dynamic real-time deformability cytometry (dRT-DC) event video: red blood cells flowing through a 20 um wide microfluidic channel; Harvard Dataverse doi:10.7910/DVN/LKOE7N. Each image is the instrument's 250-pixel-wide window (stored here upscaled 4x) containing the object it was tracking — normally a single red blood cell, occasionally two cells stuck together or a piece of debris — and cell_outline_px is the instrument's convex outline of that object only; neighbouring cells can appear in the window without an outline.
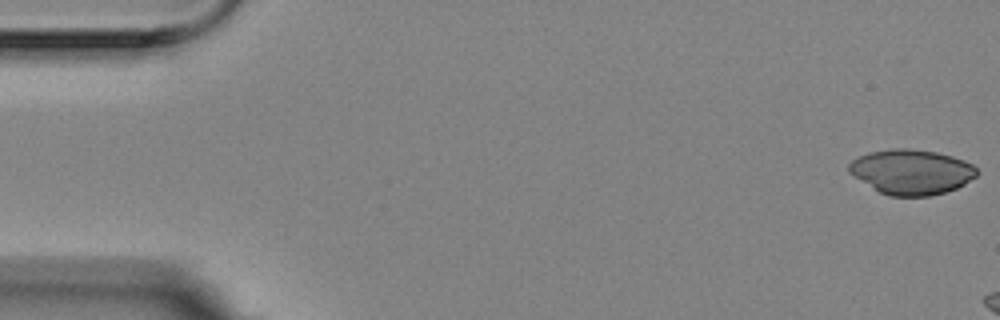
{"species": "Egyptian fruit bat (a non-hibernating species)", "species_latin": "Rousettus aegyptiacus", "temperature_condition": "room temperature", "stored_images_in_passage": 7, "camera_frame_rate_fps": 3000, "um_per_image_px": 0.085, "animal": {"sex": "female"}, "frame": {"image": 1, "passage_image": 1, "time_ms": 0.0, "image_size_px": [1000, 320], "cell_outline_px": [[980, 172], [976, 176], [964, 184], [956, 188], [944, 192], [928, 196], [888, 196], [880, 192], [848, 172], [848, 164], [852, 160], [868, 152], [892, 148], [908, 148], [936, 152], [952, 156], [964, 160], [972, 164]], "centroid_in_image_um": [77.48, 14.6], "position_along_channel_um": 7.5, "area_um2": 33.47}}